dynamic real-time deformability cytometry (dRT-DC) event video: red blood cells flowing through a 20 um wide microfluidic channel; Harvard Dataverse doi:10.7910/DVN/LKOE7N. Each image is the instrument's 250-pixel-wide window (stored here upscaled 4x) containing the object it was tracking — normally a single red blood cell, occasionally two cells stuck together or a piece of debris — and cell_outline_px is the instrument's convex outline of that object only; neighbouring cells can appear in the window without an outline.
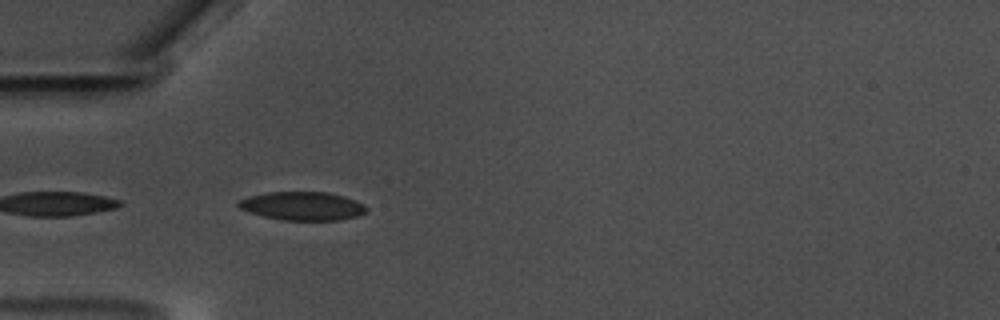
{"species": "common noctule bat (a hibernating species)", "species_latin": "Nyctalus noctula", "temperature_condition": "warm", "stored_images_in_passage": 6, "camera_frame_rate_fps": 3000, "um_per_image_px": 0.085, "animal": {"sex": "male", "body_mass_g": 17.5, "forearm_length_mm": 52.3}, "frame": {"image": 1, "passage_image": 2, "time_ms": 0.333, "image_size_px": [1000, 320], "cell_outline_px": [[368, 212], [356, 216], [340, 220], [280, 220], [264, 216], [240, 208], [236, 204], [236, 200], [248, 196], [264, 192], [328, 192], [344, 196], [356, 200], [364, 204], [368, 208]], "centroid_in_image_um": [25.72, 17.5], "position_along_channel_um": 59.3, "area_um2": 21.44}}